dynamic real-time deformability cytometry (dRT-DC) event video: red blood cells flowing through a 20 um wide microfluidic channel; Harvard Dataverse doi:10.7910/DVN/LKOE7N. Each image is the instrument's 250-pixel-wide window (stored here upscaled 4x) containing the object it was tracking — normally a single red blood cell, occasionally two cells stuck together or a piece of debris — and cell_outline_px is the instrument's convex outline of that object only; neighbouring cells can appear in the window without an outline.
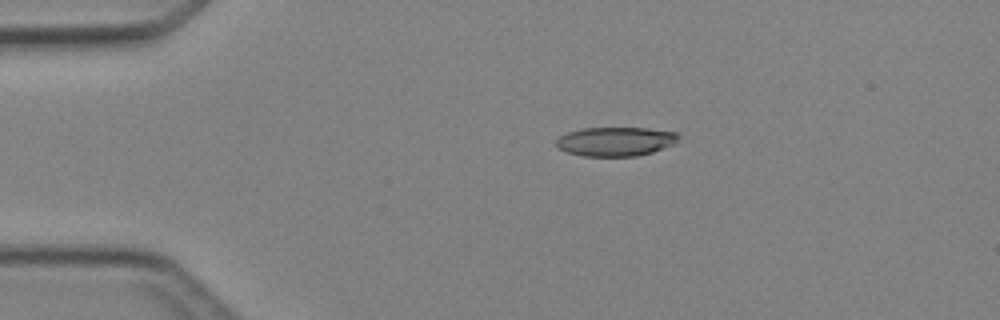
{"species": "Egyptian fruit bat (a non-hibernating species)", "species_latin": "Rousettus aegyptiacus", "temperature_condition": "cold", "stored_images_in_passage": 4, "camera_frame_rate_fps": 3000, "um_per_image_px": 0.085, "animal": {"sex": "female"}, "frame": {"image": 1, "passage_image": 3, "time_ms": 2.333, "image_size_px": [1000, 320], "cell_outline_px": [[680, 136], [672, 144], [652, 152], [636, 156], [584, 156], [568, 152], [556, 148], [556, 140], [560, 136], [568, 132], [584, 128], [648, 128], [676, 132]], "centroid_in_image_um": [52.29, 12.02], "position_along_channel_um": 32.7, "area_um2": 20.58}}